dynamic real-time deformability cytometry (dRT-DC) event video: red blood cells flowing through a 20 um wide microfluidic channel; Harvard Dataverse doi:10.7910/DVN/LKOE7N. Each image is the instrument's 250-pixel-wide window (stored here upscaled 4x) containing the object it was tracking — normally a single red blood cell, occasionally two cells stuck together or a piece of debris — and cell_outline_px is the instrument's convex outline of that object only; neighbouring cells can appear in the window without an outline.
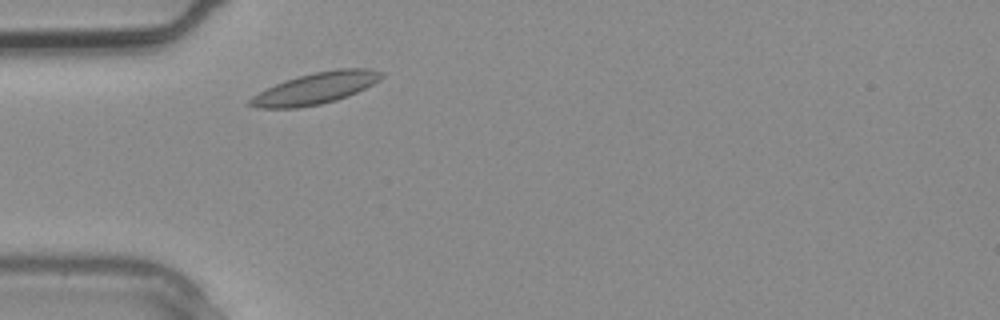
{"species": "common noctule bat (a hibernating species)", "species_latin": "Nyctalus noctula", "temperature_condition": "warm", "stored_images_in_passage": 1, "camera_frame_rate_fps": 3000, "um_per_image_px": 0.085, "animal": {"sex": "male", "body_mass_g": 20.4}, "frame": {"image": 1, "passage_image": 1, "time_ms": 0.0, "image_size_px": [1000, 320], "cell_outline_px": [[384, 76], [380, 80], [348, 96], [336, 100], [320, 104], [300, 108], [256, 108], [248, 104], [248, 100], [252, 96], [284, 80], [316, 72], [336, 68], [372, 68], [384, 72]], "centroid_in_image_um": [26.85, 7.5], "position_along_channel_um": 58.1, "area_um2": 24.04}}